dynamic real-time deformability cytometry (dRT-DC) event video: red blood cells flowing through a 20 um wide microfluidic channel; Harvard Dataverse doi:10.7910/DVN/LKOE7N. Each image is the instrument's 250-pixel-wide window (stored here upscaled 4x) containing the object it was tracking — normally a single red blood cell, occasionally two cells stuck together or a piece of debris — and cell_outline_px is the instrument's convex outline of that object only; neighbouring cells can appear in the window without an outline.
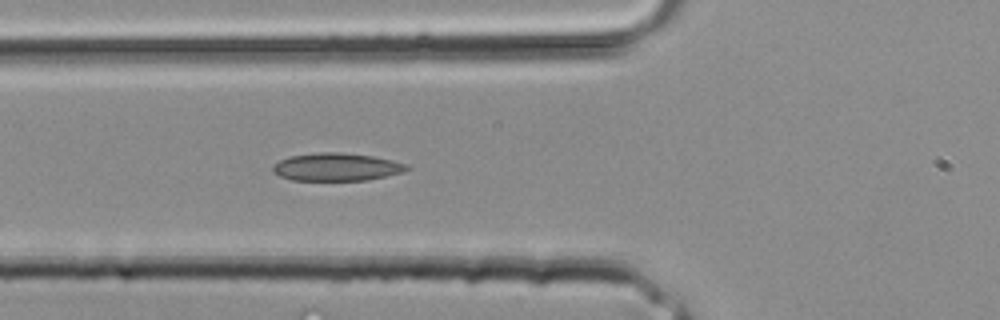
{"species": "common noctule bat (a hibernating species)", "species_latin": "Nyctalus noctula", "temperature_condition": "room temperature", "stored_images_in_passage": 21, "camera_frame_rate_fps": 3000, "um_per_image_px": 0.085, "animal": {"sex": "male", "body_mass_g": 20.4}, "frame": {"image": 1, "passage_image": 2, "time_ms": 0.333, "image_size_px": [1000, 320], "cell_outline_px": [[408, 168], [400, 172], [368, 180], [292, 180], [280, 176], [272, 172], [272, 164], [288, 156], [320, 152], [336, 152], [372, 156], [392, 160], [408, 164]], "centroid_in_image_um": [28.53, 14.19], "position_along_channel_um": 97.3, "area_um2": 21.56}}
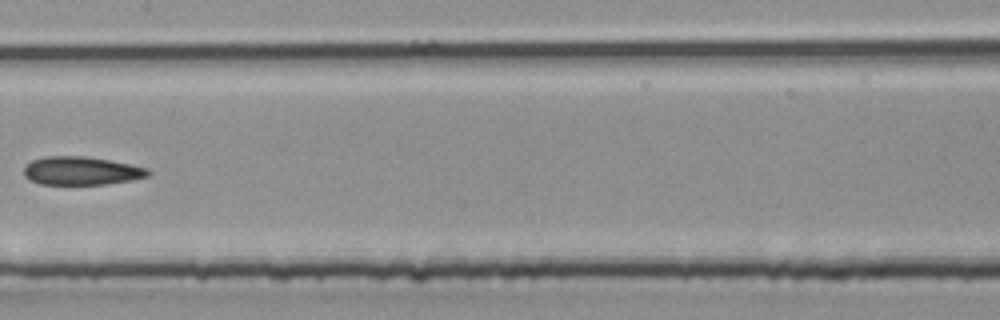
{"frame": {"image": 2, "passage_image": 7, "time_ms": 2.0, "image_size_px": [1000, 320], "cell_outline_px": [[152, 172], [148, 176], [128, 180], [104, 184], [40, 184], [24, 176], [24, 168], [32, 160], [44, 156], [84, 156], [108, 160], [148, 168]], "centroid_in_image_um": [6.9, 14.51], "position_along_channel_um": 200.5, "area_um2": 20.23}}
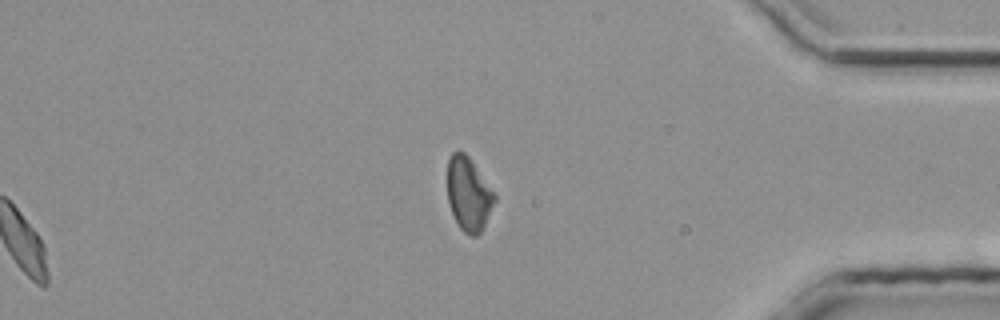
{"frame": {"image": 3, "passage_image": 18, "time_ms": 5.667, "image_size_px": [1000, 320], "cell_outline_px": [[496, 200], [480, 232], [476, 236], [468, 236], [460, 228], [448, 204], [448, 160], [452, 152], [464, 152], [468, 156], [496, 192]], "centroid_in_image_um": [39.84, 16.49], "position_along_channel_um": 395.4, "area_um2": 20.17}}